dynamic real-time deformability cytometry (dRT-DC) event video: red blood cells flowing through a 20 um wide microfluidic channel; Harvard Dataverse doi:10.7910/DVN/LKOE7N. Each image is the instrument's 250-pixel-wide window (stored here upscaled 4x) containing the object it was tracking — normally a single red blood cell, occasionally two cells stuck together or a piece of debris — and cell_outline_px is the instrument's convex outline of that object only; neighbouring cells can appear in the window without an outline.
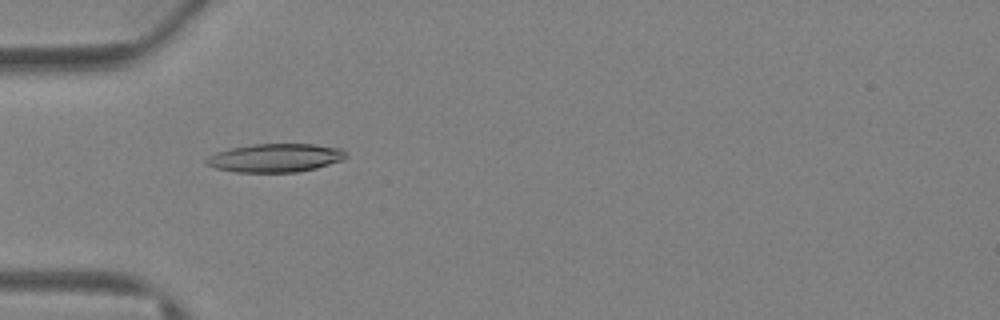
{"species": "Egyptian fruit bat (a non-hibernating species)", "species_latin": "Rousettus aegyptiacus", "temperature_condition": "warm", "stored_images_in_passage": 39, "camera_frame_rate_fps": 3000, "um_per_image_px": 0.085, "animal": {"sex": "female"}, "frame": {"image": 1, "passage_image": 13, "time_ms": 4.0, "image_size_px": [1000, 320], "cell_outline_px": [[348, 156], [344, 160], [316, 168], [296, 172], [236, 172], [216, 168], [204, 164], [204, 160], [208, 156], [216, 152], [228, 148], [252, 144], [316, 144], [340, 148]], "centroid_in_image_um": [23.38, 13.41], "position_along_channel_um": 61.6, "area_um2": 23.35}}
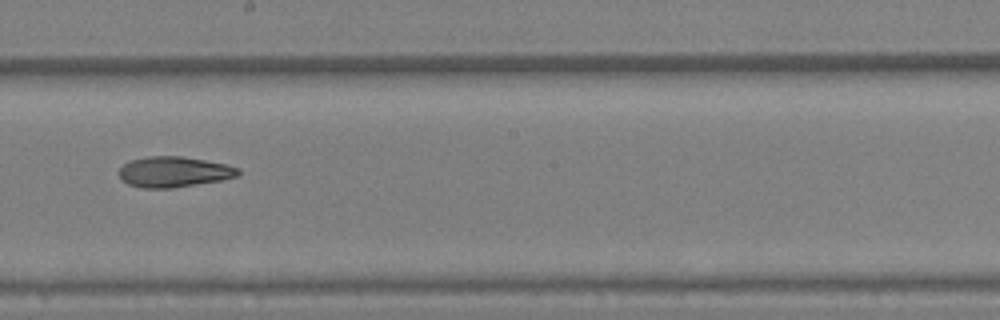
{"frame": {"image": 2, "passage_image": 23, "time_ms": 7.333, "image_size_px": [1000, 320], "cell_outline_px": [[240, 176], [220, 180], [172, 188], [144, 188], [128, 184], [120, 180], [120, 168], [124, 164], [132, 160], [148, 156], [180, 156], [228, 164], [240, 168]], "centroid_in_image_um": [14.81, 14.61], "position_along_channel_um": 233.4, "area_um2": 21.21}}
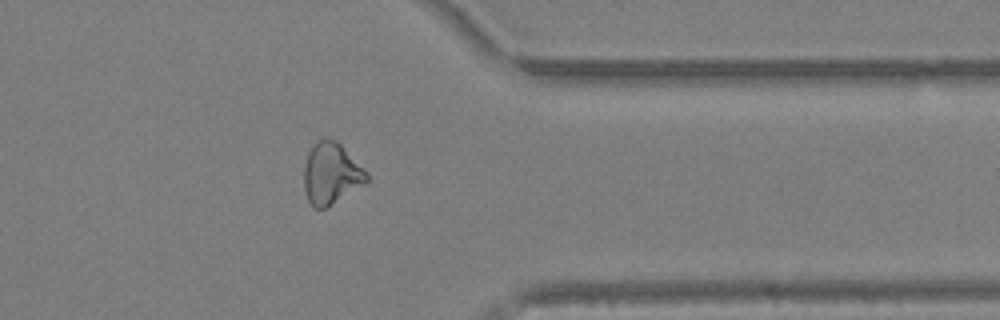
{"frame": {"image": 3, "passage_image": 32, "time_ms": 10.333, "image_size_px": [1000, 320], "cell_outline_px": [[368, 180], [324, 208], [312, 208], [308, 200], [304, 188], [304, 164], [308, 152], [316, 140], [336, 140], [368, 172]], "centroid_in_image_um": [28.11, 14.73], "position_along_channel_um": 383.3, "area_um2": 21.91}}